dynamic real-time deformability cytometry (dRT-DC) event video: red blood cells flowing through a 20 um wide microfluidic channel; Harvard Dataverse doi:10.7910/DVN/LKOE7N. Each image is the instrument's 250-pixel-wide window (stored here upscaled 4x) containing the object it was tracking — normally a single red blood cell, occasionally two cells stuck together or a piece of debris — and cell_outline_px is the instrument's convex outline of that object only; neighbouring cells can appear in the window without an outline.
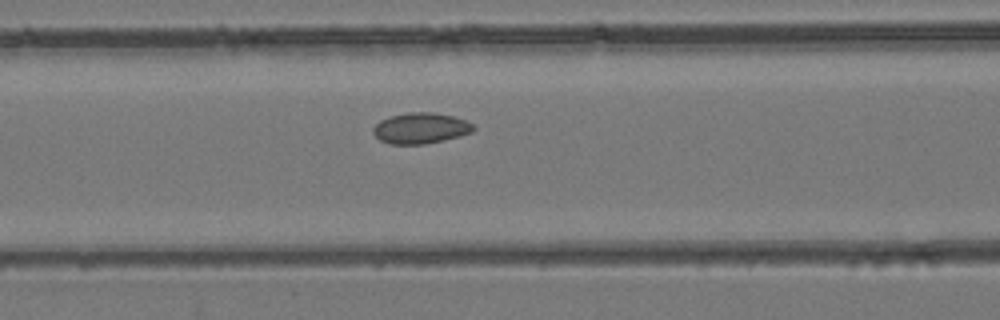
{"species": "common noctule bat (a hibernating species)", "species_latin": "Nyctalus noctula", "temperature_condition": "room temperature", "stored_images_in_passage": 40, "camera_frame_rate_fps": 3000, "um_per_image_px": 0.085, "animal": {"sex": "female", "body_mass_g": 24.6, "forearm_length_mm": 56.2}, "frame": {"image": 1, "passage_image": 15, "time_ms": 4.667, "image_size_px": [1000, 320], "cell_outline_px": [[476, 128], [472, 132], [460, 136], [444, 140], [424, 144], [388, 144], [380, 140], [372, 132], [372, 128], [380, 120], [388, 116], [408, 112], [432, 112], [452, 116], [464, 120], [472, 124]], "centroid_in_image_um": [35.72, 10.89], "position_along_channel_um": 130.9, "area_um2": 18.09}}
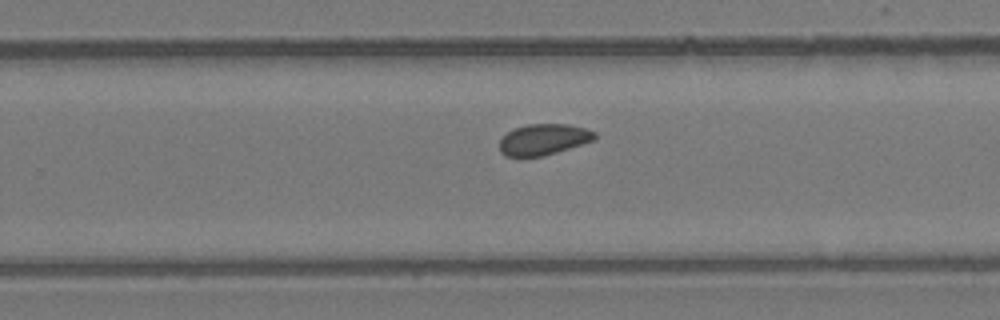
{"frame": {"image": 2, "passage_image": 25, "time_ms": 8.0, "image_size_px": [1000, 320], "cell_outline_px": [[596, 136], [592, 140], [544, 156], [504, 156], [500, 152], [500, 140], [508, 132], [516, 128], [528, 124], [568, 124], [584, 128], [596, 132]], "centroid_in_image_um": [46.18, 11.85], "position_along_channel_um": 283.6, "area_um2": 16.88}}
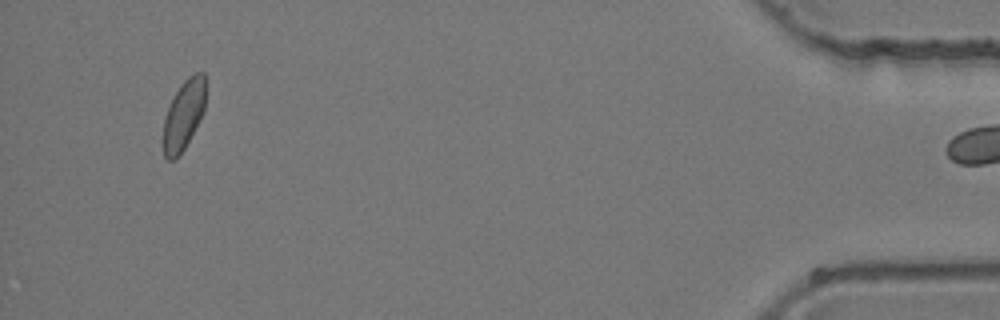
{"frame": {"image": 3, "passage_image": 39, "time_ms": 12.667, "image_size_px": [1000, 320], "cell_outline_px": [[204, 112], [200, 120], [180, 156], [176, 160], [168, 160], [164, 156], [160, 136], [164, 120], [168, 108], [176, 92], [184, 80], [188, 76], [196, 72], [204, 72]], "centroid_in_image_um": [15.56, 9.85], "position_along_channel_um": 419.6, "area_um2": 17.46}}